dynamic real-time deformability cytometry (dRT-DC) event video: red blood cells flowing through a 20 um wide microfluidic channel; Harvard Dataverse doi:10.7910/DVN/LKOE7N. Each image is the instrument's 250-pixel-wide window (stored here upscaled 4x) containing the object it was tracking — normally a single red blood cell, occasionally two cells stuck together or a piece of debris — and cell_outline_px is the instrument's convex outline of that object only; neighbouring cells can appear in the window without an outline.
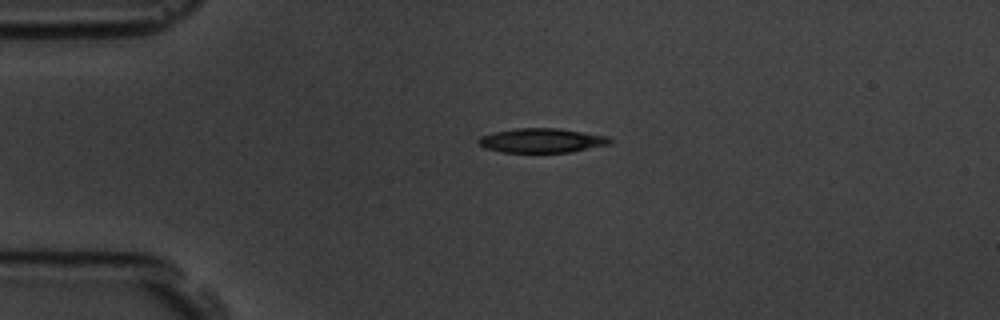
{"species": "common noctule bat (a hibernating species)", "species_latin": "Nyctalus noctula", "temperature_condition": "room temperature", "stored_images_in_passage": 2, "camera_frame_rate_fps": 3000, "um_per_image_px": 0.085, "animal": {"sex": "male", "body_mass_g": 19.5, "forearm_length_mm": 54.6}, "frame": {"image": 1, "passage_image": 1, "time_ms": 0.0, "image_size_px": [1000, 320], "cell_outline_px": [[616, 140], [612, 144], [572, 152], [500, 152], [484, 148], [476, 140], [480, 136], [492, 132], [516, 128], [560, 128], [608, 136]], "centroid_in_image_um": [46.09, 11.94], "position_along_channel_um": 38.9, "area_um2": 19.02}}